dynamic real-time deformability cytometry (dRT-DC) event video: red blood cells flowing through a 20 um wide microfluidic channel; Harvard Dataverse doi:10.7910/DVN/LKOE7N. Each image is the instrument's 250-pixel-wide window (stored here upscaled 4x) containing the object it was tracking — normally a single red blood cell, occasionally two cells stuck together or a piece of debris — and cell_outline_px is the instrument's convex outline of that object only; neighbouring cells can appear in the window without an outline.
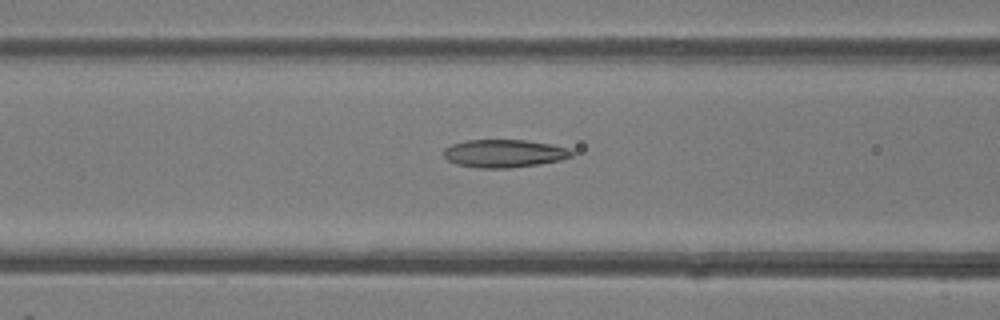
{"species": "common noctule bat (a hibernating species)", "species_latin": "Nyctalus noctula", "temperature_condition": "room temperature", "stored_images_in_passage": 33, "camera_frame_rate_fps": 3000, "um_per_image_px": 0.085, "animal": {"sex": "female"}, "frame": {"image": 1, "passage_image": 6, "time_ms": 1.667, "image_size_px": [1000, 320], "cell_outline_px": [[572, 156], [560, 160], [540, 164], [508, 168], [476, 168], [456, 164], [448, 160], [444, 156], [444, 148], [452, 144], [468, 140], [524, 140], [552, 144], [568, 148], [572, 152]], "centroid_in_image_um": [42.84, 13.04], "position_along_channel_um": 123.8, "area_um2": 20.81}}
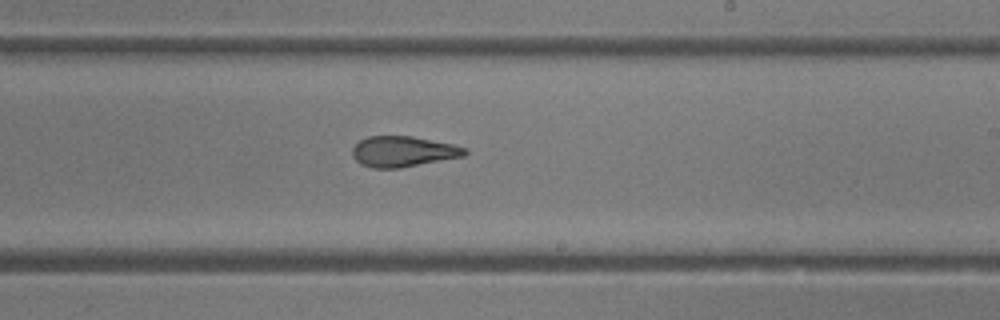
{"frame": {"image": 2, "passage_image": 15, "time_ms": 4.667, "image_size_px": [1000, 320], "cell_outline_px": [[468, 152], [464, 156], [400, 168], [372, 168], [360, 164], [352, 156], [352, 148], [360, 140], [368, 136], [412, 136], [452, 144], [468, 148]], "centroid_in_image_um": [34.25, 12.88], "position_along_channel_um": 254.7, "area_um2": 20.11}}
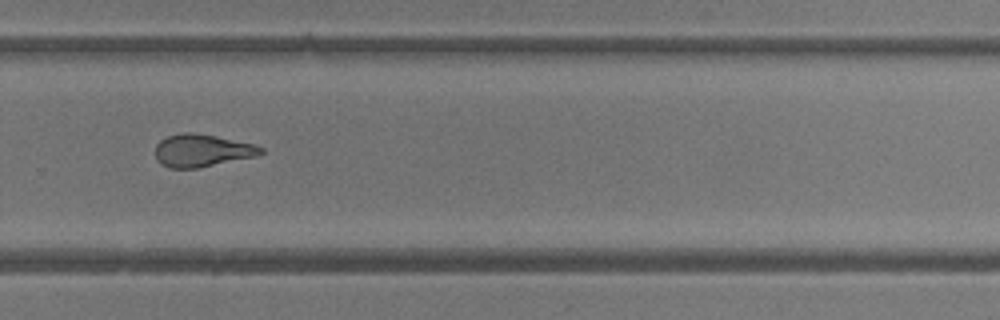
{"frame": {"image": 3, "passage_image": 19, "time_ms": 6.0, "image_size_px": [1000, 320], "cell_outline_px": [[264, 152], [256, 156], [196, 168], [168, 168], [160, 164], [156, 160], [156, 144], [160, 140], [168, 136], [184, 132], [192, 132], [216, 136], [256, 144], [264, 148]], "centroid_in_image_um": [17.16, 12.79], "position_along_channel_um": 312.6, "area_um2": 20.06}}